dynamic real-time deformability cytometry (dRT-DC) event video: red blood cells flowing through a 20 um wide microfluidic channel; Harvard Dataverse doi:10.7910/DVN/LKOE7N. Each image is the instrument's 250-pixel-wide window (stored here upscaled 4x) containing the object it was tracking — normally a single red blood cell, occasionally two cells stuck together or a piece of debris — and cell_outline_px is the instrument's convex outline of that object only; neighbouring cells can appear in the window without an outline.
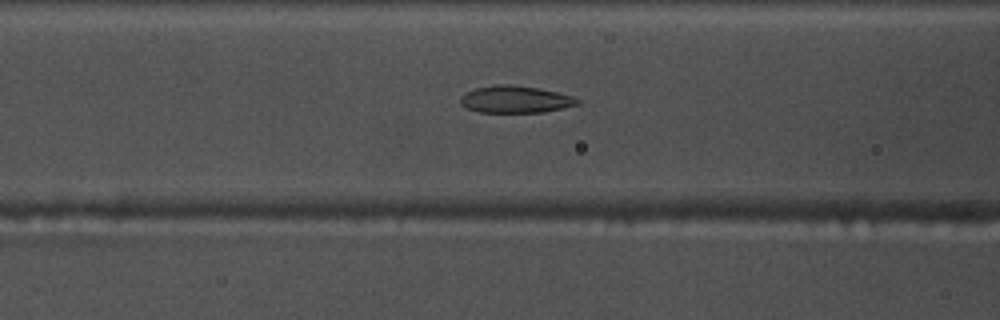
{"species": "common noctule bat (a hibernating species)", "species_latin": "Nyctalus noctula", "temperature_condition": "warm", "stored_images_in_passage": 53, "camera_frame_rate_fps": 3000, "um_per_image_px": 0.085, "animal": {"sex": "male", "body_mass_g": 17.5, "forearm_length_mm": 52.3}, "frame": {"image": 1, "passage_image": 20, "time_ms": 6.333, "image_size_px": [1000, 320], "cell_outline_px": [[580, 104], [564, 108], [544, 112], [480, 112], [468, 108], [460, 104], [460, 96], [476, 88], [496, 84], [512, 84], [540, 88], [572, 96], [580, 100]], "centroid_in_image_um": [43.83, 8.44], "position_along_channel_um": 122.8, "area_um2": 18.5}}
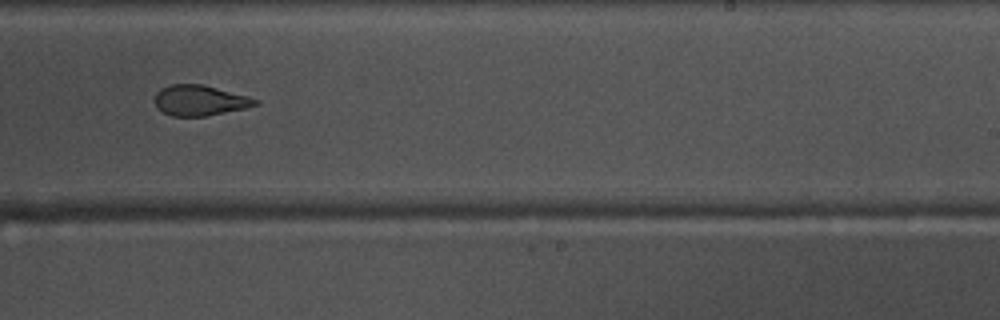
{"frame": {"image": 2, "passage_image": 32, "time_ms": 10.333, "image_size_px": [1000, 320], "cell_outline_px": [[260, 104], [244, 108], [204, 116], [172, 116], [156, 108], [156, 92], [160, 88], [168, 84], [204, 84], [248, 96], [260, 100]], "centroid_in_image_um": [16.98, 8.52], "position_along_channel_um": 272.0, "area_um2": 17.86}}
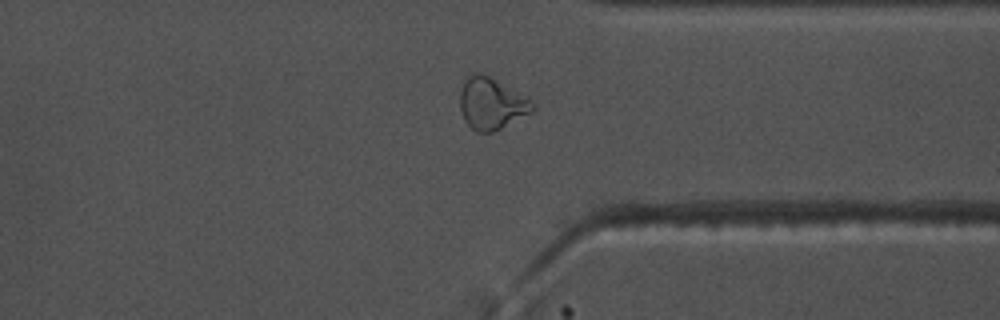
{"frame": {"image": 3, "passage_image": 40, "time_ms": 13.0, "image_size_px": [1000, 320], "cell_outline_px": [[536, 108], [532, 112], [496, 132], [476, 132], [464, 120], [460, 108], [460, 92], [464, 80], [472, 72], [480, 72], [488, 76], [536, 104]], "centroid_in_image_um": [41.75, 8.83], "position_along_channel_um": 369.7, "area_um2": 21.68}, "authors_computed_cell_mechanics": {"area_um2": 19.5942, "velocity_mm_per_s": 3.7392, "shape_relaxation_time_tau1_ms": 5.762, "shape_relaxation_time_tau2_ms": 2.2372, "deformation_change_tau1": 0.2041, "deformation_change_tau2": 0.1033}}